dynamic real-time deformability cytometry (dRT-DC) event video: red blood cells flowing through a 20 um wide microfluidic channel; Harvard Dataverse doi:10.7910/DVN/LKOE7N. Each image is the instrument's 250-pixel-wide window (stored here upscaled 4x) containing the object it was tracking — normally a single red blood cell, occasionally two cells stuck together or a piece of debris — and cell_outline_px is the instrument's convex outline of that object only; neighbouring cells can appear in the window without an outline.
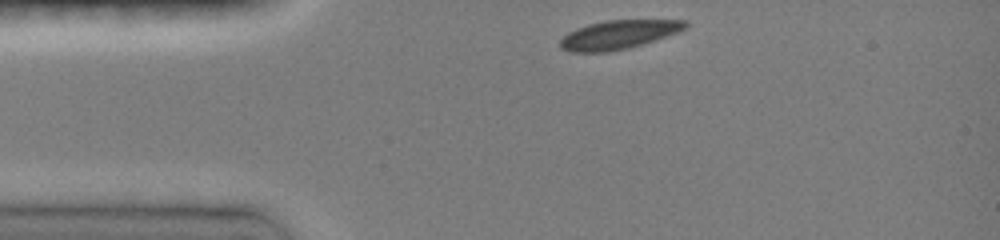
{"species": "common noctule bat (a hibernating species)", "species_latin": "Nyctalus noctula", "temperature_condition": "room temperature", "stored_images_in_passage": 12, "camera_frame_rate_fps": 3000, "um_per_image_px": 0.085, "animal": {"sex": "female", "body_mass_g": 19.0, "forearm_length_mm": 51.5}, "frame": {"image": 1, "passage_image": 1, "time_ms": 0.0, "image_size_px": [1000, 240], "cell_outline_px": [[688, 28], [680, 32], [628, 48], [608, 52], [568, 52], [560, 48], [560, 40], [568, 32], [576, 28], [588, 24], [604, 20], [688, 20]], "centroid_in_image_um": [52.58, 2.94], "position_along_channel_um": 32.4, "area_um2": 21.15}}
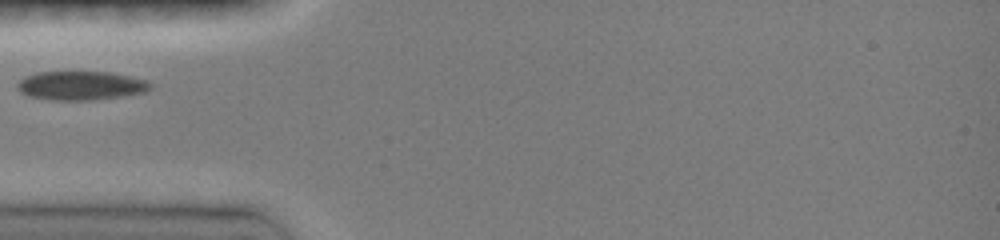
{"frame": {"image": 2, "passage_image": 4, "time_ms": 2.0, "image_size_px": [1000, 240], "cell_outline_px": [[152, 88], [148, 92], [92, 100], [52, 100], [28, 96], [20, 92], [16, 88], [16, 84], [24, 76], [36, 72], [108, 72], [148, 80], [152, 84]], "centroid_in_image_um": [6.86, 7.27], "position_along_channel_um": 78.1, "area_um2": 22.54}}
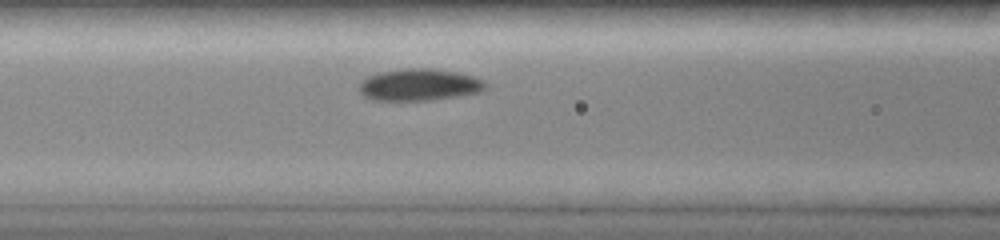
{"frame": {"image": 3, "passage_image": 6, "time_ms": 3.333, "image_size_px": [1000, 240], "cell_outline_px": [[488, 88], [480, 92], [456, 96], [428, 100], [372, 100], [364, 96], [360, 92], [360, 80], [368, 76], [380, 72], [400, 68], [432, 68], [456, 72], [472, 76], [484, 80], [488, 84]], "centroid_in_image_um": [35.64, 7.19], "position_along_channel_um": 131.0, "area_um2": 23.58}}